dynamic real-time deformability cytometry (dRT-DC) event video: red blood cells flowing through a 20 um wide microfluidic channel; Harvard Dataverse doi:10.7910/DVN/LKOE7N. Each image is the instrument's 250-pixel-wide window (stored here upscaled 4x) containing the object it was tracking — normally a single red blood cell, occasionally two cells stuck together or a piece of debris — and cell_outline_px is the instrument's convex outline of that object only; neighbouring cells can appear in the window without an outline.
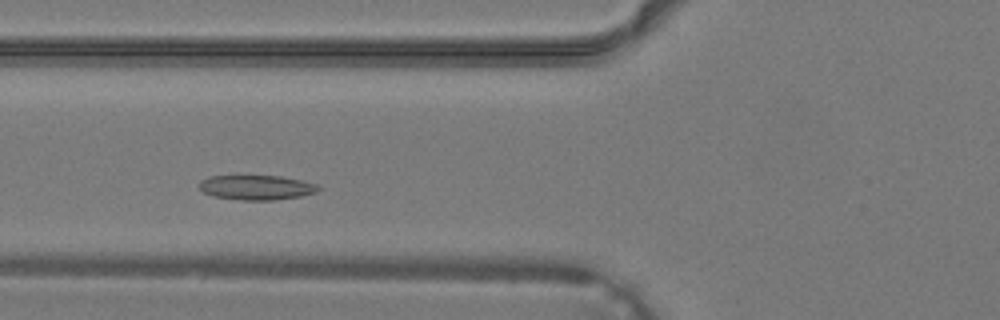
{"species": "common noctule bat (a hibernating species)", "species_latin": "Nyctalus noctula", "temperature_condition": "warm", "stored_images_in_passage": 28, "camera_frame_rate_fps": 3000, "um_per_image_px": 0.085, "animal": {"sex": "male", "body_mass_g": 19.2, "forearm_length_mm": 51.8}, "frame": {"image": 1, "passage_image": 4, "time_ms": 1.0, "image_size_px": [1000, 320], "cell_outline_px": [[320, 188], [316, 192], [300, 196], [272, 200], [236, 200], [216, 196], [204, 192], [200, 188], [200, 180], [208, 176], [232, 172], [236, 172], [280, 176], [300, 180], [316, 184]], "centroid_in_image_um": [21.7, 15.86], "position_along_channel_um": 104.1, "area_um2": 18.03}}
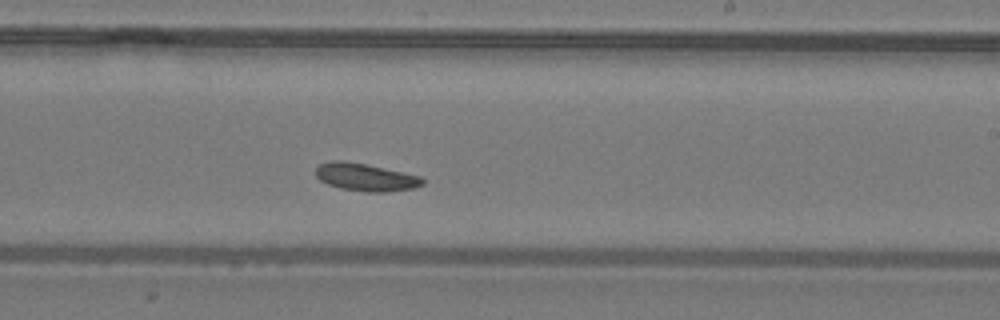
{"frame": {"image": 2, "passage_image": 13, "time_ms": 4.0, "image_size_px": [1000, 320], "cell_outline_px": [[424, 184], [416, 188], [384, 192], [368, 192], [340, 188], [328, 184], [320, 180], [316, 176], [316, 168], [320, 164], [332, 160], [340, 160], [364, 164], [420, 176], [424, 180]], "centroid_in_image_um": [31.07, 15.07], "position_along_channel_um": 257.9, "area_um2": 16.99}}
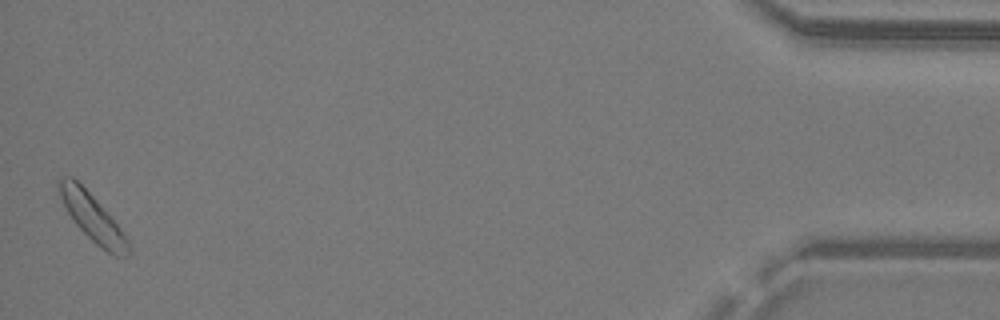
{"frame": {"image": 3, "passage_image": 28, "time_ms": 9.0, "image_size_px": [1000, 320], "cell_outline_px": [[132, 252], [128, 256], [116, 256], [108, 252], [96, 244], [72, 220], [60, 196], [56, 184], [60, 176], [72, 176], [96, 200], [120, 228], [128, 240]], "centroid_in_image_um": [7.85, 18.49], "position_along_channel_um": 427.4, "area_um2": 18.67}}